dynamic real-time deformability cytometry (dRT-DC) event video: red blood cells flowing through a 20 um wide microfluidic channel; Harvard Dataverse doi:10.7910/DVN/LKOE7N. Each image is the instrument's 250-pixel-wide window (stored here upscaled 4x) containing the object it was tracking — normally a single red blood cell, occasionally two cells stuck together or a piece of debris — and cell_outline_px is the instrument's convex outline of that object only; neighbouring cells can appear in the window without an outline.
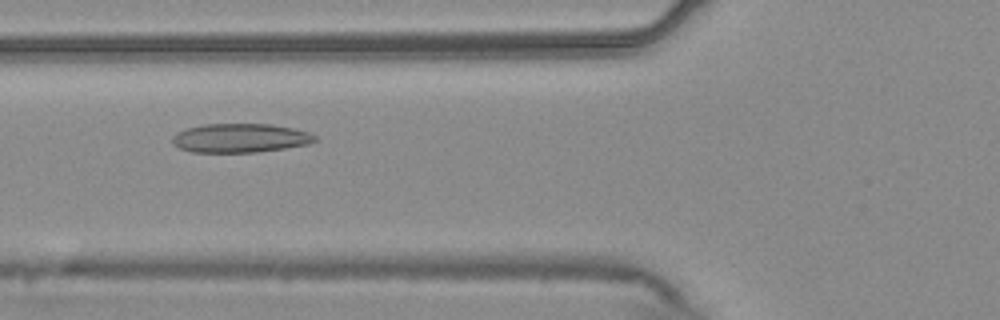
{"species": "common noctule bat (a hibernating species)", "species_latin": "Nyctalus noctula", "temperature_condition": "warm", "stored_images_in_passage": 47, "camera_frame_rate_fps": 3000, "um_per_image_px": 0.085, "animal": {"sex": "male", "body_mass_g": 20.4}, "frame": {"image": 1, "passage_image": 13, "time_ms": 4.0, "image_size_px": [1000, 320], "cell_outline_px": [[316, 140], [308, 144], [284, 148], [256, 152], [192, 152], [180, 148], [172, 144], [172, 136], [176, 132], [188, 128], [204, 124], [272, 124], [292, 128], [308, 132], [316, 136]], "centroid_in_image_um": [20.39, 11.73], "position_along_channel_um": 105.4, "area_um2": 23.99}}
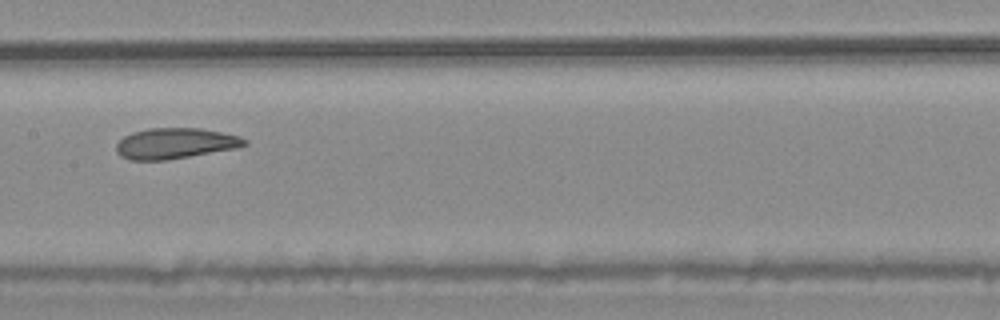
{"frame": {"image": 2, "passage_image": 20, "time_ms": 6.333, "image_size_px": [1000, 320], "cell_outline_px": [[248, 144], [236, 148], [168, 160], [128, 160], [120, 156], [116, 152], [116, 144], [124, 136], [132, 132], [148, 128], [200, 128], [240, 136], [248, 140]], "centroid_in_image_um": [14.87, 12.19], "position_along_channel_um": 192.5, "area_um2": 23.06}}
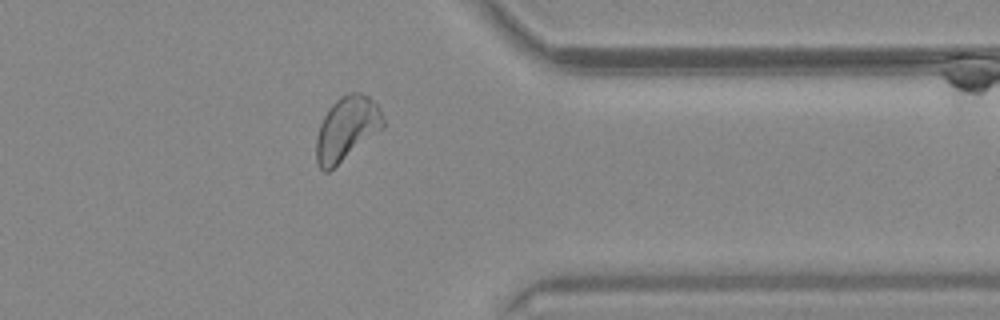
{"frame": {"image": 3, "passage_image": 36, "time_ms": 11.667, "image_size_px": [1000, 320], "cell_outline_px": [[384, 128], [328, 172], [324, 172], [316, 164], [316, 136], [320, 124], [328, 108], [340, 96], [348, 92], [360, 92], [368, 96], [376, 104], [384, 120]], "centroid_in_image_um": [29.45, 10.94], "position_along_channel_um": 382.0, "area_um2": 24.97}, "authors_computed_cell_mechanics": {"area_um2": 24.565, "velocity_mm_per_s": 3.7207, "shape_relaxation_time_tau1_ms": null, "shape_relaxation_time_tau2_ms": 2.1588, "deformation_change_tau1": null, "deformation_change_tau2": 0.079}}